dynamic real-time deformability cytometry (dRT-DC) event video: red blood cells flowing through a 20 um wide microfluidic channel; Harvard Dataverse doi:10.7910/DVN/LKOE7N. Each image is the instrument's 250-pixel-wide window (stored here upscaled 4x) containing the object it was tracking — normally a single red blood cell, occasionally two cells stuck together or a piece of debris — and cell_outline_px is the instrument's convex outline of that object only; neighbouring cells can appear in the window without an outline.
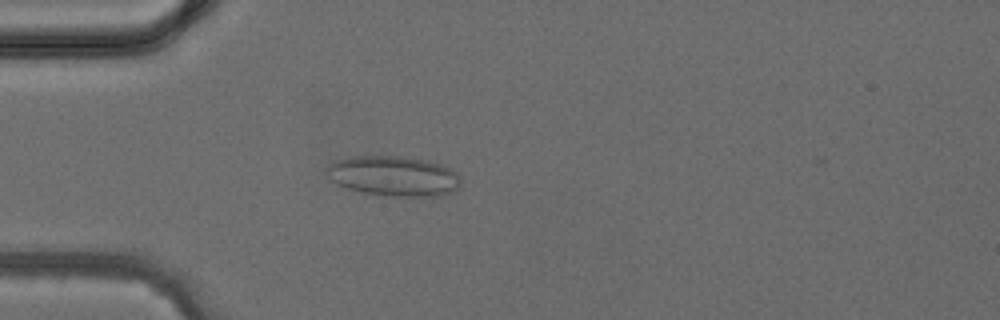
{"species": "common noctule bat (a hibernating species)", "species_latin": "Nyctalus noctula", "temperature_condition": "cold", "stored_images_in_passage": 4, "camera_frame_rate_fps": 3000, "um_per_image_px": 0.085, "animal": {"sex": "female", "body_mass_g": 24.6, "forearm_length_mm": 56.2}, "frame": {"image": 1, "passage_image": 4, "time_ms": 3.667, "image_size_px": [1000, 320], "cell_outline_px": [[460, 188], [440, 196], [384, 196], [364, 192], [348, 188], [332, 180], [324, 172], [324, 168], [328, 164], [336, 160], [352, 156], [400, 156], [428, 160], [440, 164], [456, 172], [460, 176]], "centroid_in_image_um": [33.45, 14.95], "position_along_channel_um": 51.5, "area_um2": 31.5}}